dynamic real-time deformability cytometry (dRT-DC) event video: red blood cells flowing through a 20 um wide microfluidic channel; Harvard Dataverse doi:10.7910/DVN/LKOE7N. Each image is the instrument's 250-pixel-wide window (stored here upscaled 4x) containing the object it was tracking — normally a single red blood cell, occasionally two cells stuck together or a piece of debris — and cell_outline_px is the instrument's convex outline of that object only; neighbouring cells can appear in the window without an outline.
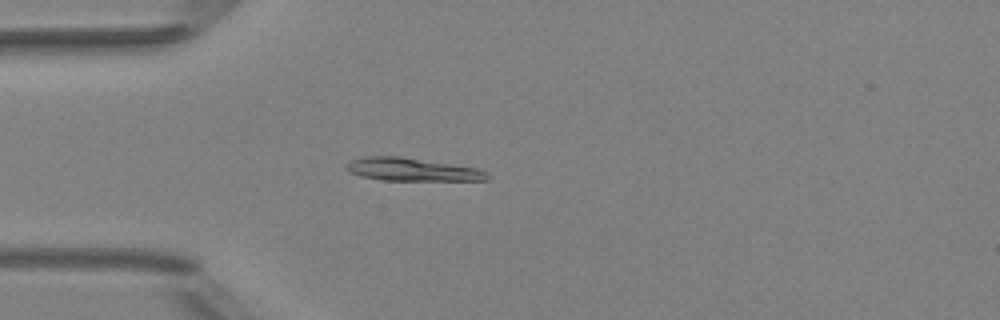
{"species": "Egyptian fruit bat (a non-hibernating species)", "species_latin": "Rousettus aegyptiacus", "temperature_condition": "room temperature", "stored_images_in_passage": 4, "camera_frame_rate_fps": 3000, "um_per_image_px": 0.085, "animal": {"sex": "female"}, "frame": {"image": 1, "passage_image": 4, "time_ms": 3.333, "image_size_px": [1000, 320], "cell_outline_px": [[492, 176], [488, 180], [384, 180], [360, 176], [344, 168], [352, 160], [364, 156], [400, 156], [476, 168], [488, 172]], "centroid_in_image_um": [35.06, 14.41], "position_along_channel_um": 49.9, "area_um2": 18.67}}